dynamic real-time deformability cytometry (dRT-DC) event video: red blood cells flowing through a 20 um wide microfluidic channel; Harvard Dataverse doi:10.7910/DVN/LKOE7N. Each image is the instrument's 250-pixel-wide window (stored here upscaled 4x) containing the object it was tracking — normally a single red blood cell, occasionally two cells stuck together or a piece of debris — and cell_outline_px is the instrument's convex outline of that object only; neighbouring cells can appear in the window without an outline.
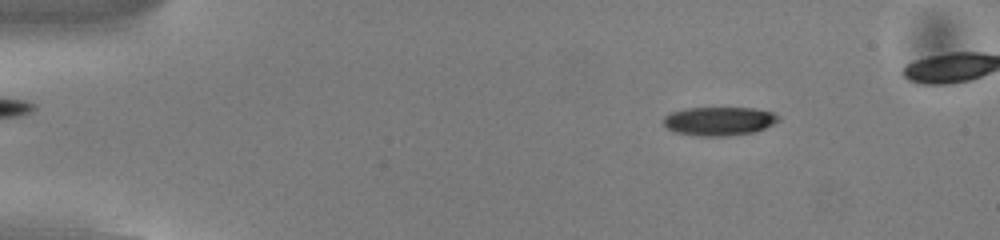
{"species": "common noctule bat (a hibernating species)", "species_latin": "Nyctalus noctula", "temperature_condition": "cold", "stored_images_in_passage": 49, "camera_frame_rate_fps": 3000, "um_per_image_px": 0.085, "animal": {"sex": "male", "body_mass_g": 13.0, "forearm_length_mm": 53.1}, "frame": {"image": 1, "passage_image": 7, "time_ms": 2.0, "image_size_px": [1000, 240], "cell_outline_px": [[780, 120], [756, 132], [728, 136], [696, 136], [676, 132], [668, 128], [664, 124], [664, 116], [672, 112], [684, 108], [752, 108], [772, 112], [780, 116]], "centroid_in_image_um": [61.13, 10.3], "position_along_channel_um": 23.9, "area_um2": 19.25}}
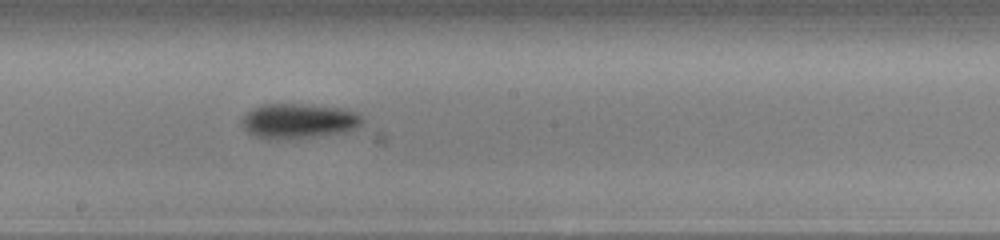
{"frame": {"image": 2, "passage_image": 29, "time_ms": 9.333, "image_size_px": [1000, 240], "cell_outline_px": [[364, 120], [356, 128], [348, 132], [312, 136], [256, 136], [248, 132], [244, 128], [240, 120], [252, 108], [260, 104], [296, 104], [344, 108], [356, 112]], "centroid_in_image_um": [25.43, 10.23], "position_along_channel_um": 222.8, "area_um2": 23.58}}
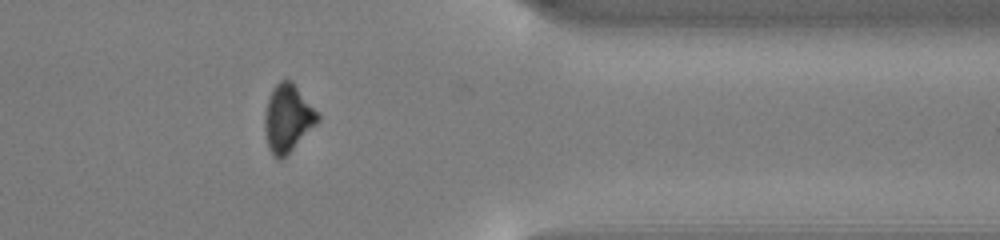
{"frame": {"image": 3, "passage_image": 43, "time_ms": 14.0, "image_size_px": [1000, 240], "cell_outline_px": [[320, 120], [280, 160], [276, 160], [272, 156], [268, 148], [264, 128], [264, 116], [268, 100], [272, 88], [280, 80], [292, 80], [320, 116]], "centroid_in_image_um": [24.43, 10.04], "position_along_channel_um": 387.0, "area_um2": 20.58}}